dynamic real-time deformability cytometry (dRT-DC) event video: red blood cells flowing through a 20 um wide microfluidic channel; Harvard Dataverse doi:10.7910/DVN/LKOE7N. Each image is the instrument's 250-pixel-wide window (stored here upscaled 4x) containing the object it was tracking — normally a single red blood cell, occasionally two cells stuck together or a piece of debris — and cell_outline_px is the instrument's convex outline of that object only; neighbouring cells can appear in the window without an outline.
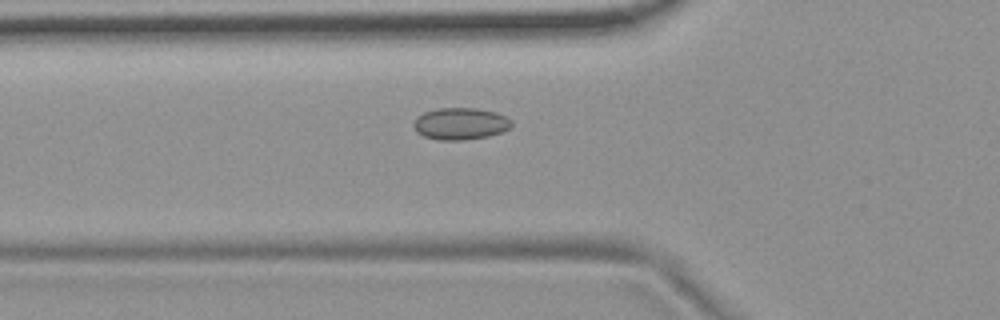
{"species": "common noctule bat (a hibernating species)", "species_latin": "Nyctalus noctula", "temperature_condition": "room temperature", "stored_images_in_passage": 55, "camera_frame_rate_fps": 3000, "um_per_image_px": 0.085, "animal": {"sex": "female", "body_mass_g": 19.9}, "frame": {"image": 1, "passage_image": 20, "time_ms": 6.333, "image_size_px": [1000, 320], "cell_outline_px": [[512, 124], [508, 128], [500, 132], [488, 136], [464, 140], [436, 140], [424, 136], [416, 132], [412, 124], [416, 116], [424, 112], [440, 108], [476, 108], [496, 112], [512, 120]], "centroid_in_image_um": [39.09, 10.51], "position_along_channel_um": 86.7, "area_um2": 18.26}}
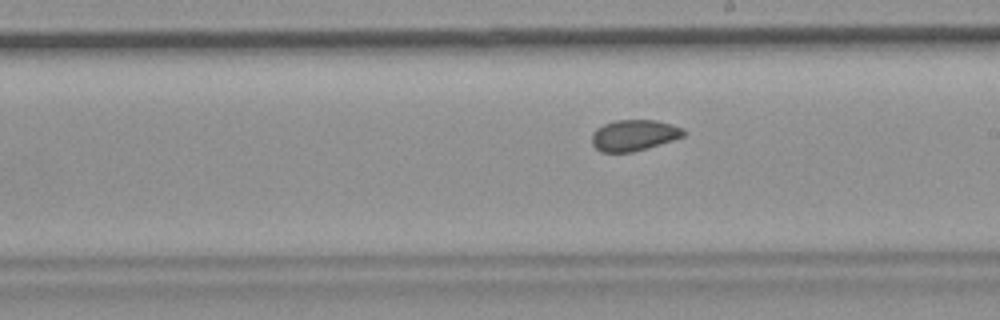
{"frame": {"image": 2, "passage_image": 32, "time_ms": 10.333, "image_size_px": [1000, 320], "cell_outline_px": [[684, 136], [672, 140], [632, 152], [600, 152], [592, 144], [592, 132], [596, 128], [604, 124], [616, 120], [656, 120], [684, 128]], "centroid_in_image_um": [53.85, 11.49], "position_along_channel_um": 235.1, "area_um2": 16.47}}
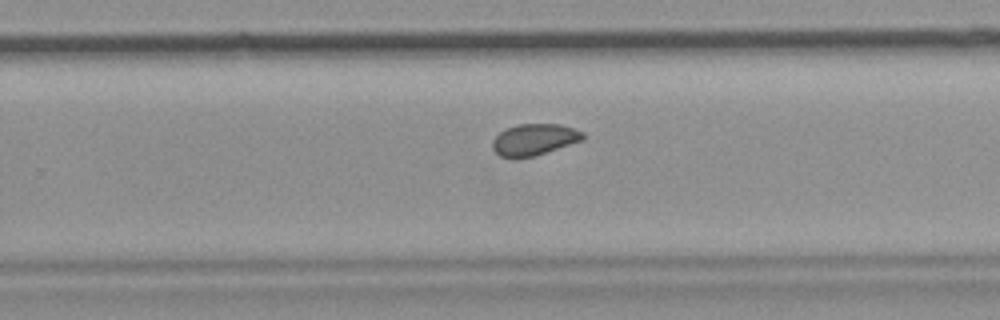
{"frame": {"image": 3, "passage_image": 36, "time_ms": 11.667, "image_size_px": [1000, 320], "cell_outline_px": [[584, 140], [536, 156], [500, 156], [492, 148], [492, 140], [500, 132], [516, 124], [560, 124], [584, 132]], "centroid_in_image_um": [45.45, 11.85], "position_along_channel_um": 284.4, "area_um2": 16.42}, "authors_computed_cell_mechanics": {"area_um2": 17.3978, "velocity_mm_per_s": 3.7146, "shape_relaxation_time_tau1_ms": null, "shape_relaxation_time_tau2_ms": 2.3897, "deformation_change_tau1": null, "deformation_change_tau2": 0.056}}